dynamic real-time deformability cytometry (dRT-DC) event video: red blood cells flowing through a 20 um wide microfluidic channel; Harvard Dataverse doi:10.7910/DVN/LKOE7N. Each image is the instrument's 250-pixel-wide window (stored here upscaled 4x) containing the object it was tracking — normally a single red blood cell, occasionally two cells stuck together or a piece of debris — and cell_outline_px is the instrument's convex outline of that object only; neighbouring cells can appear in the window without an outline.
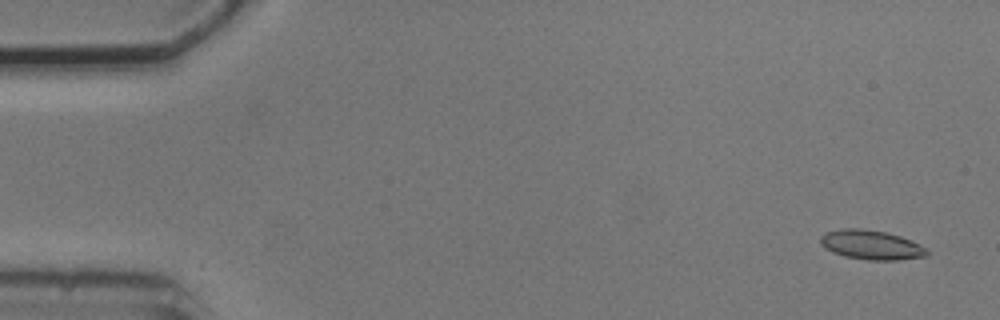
{"species": "common noctule bat (a hibernating species)", "species_latin": "Nyctalus noctula", "temperature_condition": "cold", "stored_images_in_passage": 5, "camera_frame_rate_fps": 3000, "um_per_image_px": 0.085, "animal": {"sex": "male", "body_mass_g": 20.5, "forearm_length_mm": 52.5}, "frame": {"image": 1, "passage_image": 1, "time_ms": 0.0, "image_size_px": [1000, 320], "cell_outline_px": [[928, 256], [900, 260], [868, 260], [844, 256], [832, 252], [820, 244], [820, 236], [828, 232], [844, 228], [860, 228], [884, 232], [900, 236], [920, 244], [928, 248]], "centroid_in_image_um": [74.08, 20.82], "position_along_channel_um": 10.9, "area_um2": 18.26}}
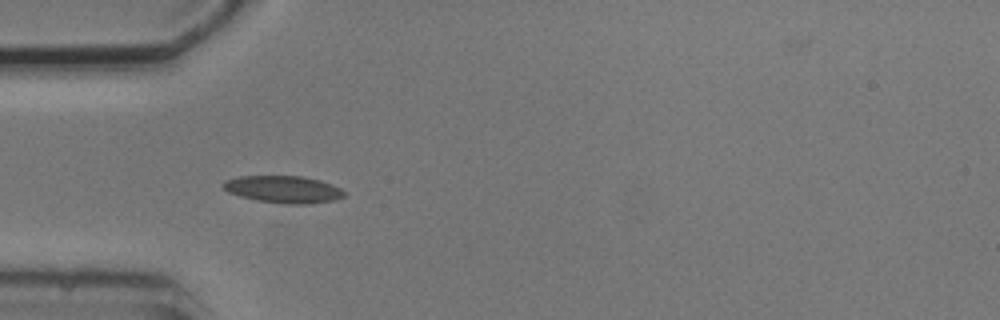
{"frame": {"image": 2, "passage_image": 4, "time_ms": 4.667, "image_size_px": [1000, 320], "cell_outline_px": [[344, 196], [332, 200], [304, 204], [288, 204], [256, 200], [240, 196], [228, 192], [224, 188], [224, 180], [240, 176], [304, 176], [320, 180], [332, 184], [340, 188], [344, 192]], "centroid_in_image_um": [24.08, 16.08], "position_along_channel_um": 60.9, "area_um2": 18.96}}
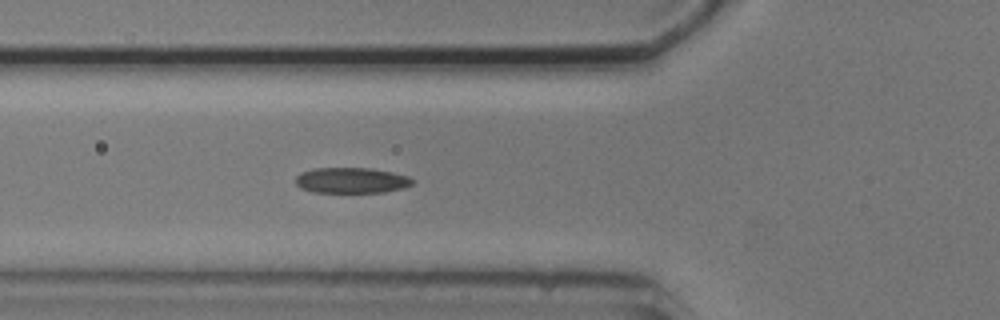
{"frame": {"image": 3, "passage_image": 5, "time_ms": 5.667, "image_size_px": [1000, 320], "cell_outline_px": [[416, 180], [412, 184], [404, 188], [384, 192], [312, 192], [300, 188], [296, 184], [296, 176], [300, 172], [312, 168], [372, 168], [392, 172], [408, 176]], "centroid_in_image_um": [29.87, 15.32], "position_along_channel_um": 95.9, "area_um2": 17.63}}